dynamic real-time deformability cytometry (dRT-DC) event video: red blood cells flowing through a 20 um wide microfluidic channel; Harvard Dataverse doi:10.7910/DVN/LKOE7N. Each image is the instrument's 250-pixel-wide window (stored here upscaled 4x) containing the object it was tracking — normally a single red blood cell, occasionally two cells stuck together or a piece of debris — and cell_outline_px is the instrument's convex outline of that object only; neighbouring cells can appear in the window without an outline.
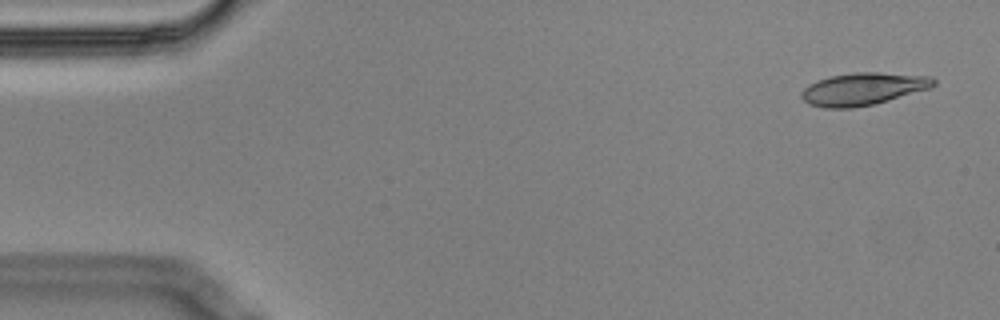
{"species": "Egyptian fruit bat (a non-hibernating species)", "species_latin": "Rousettus aegyptiacus", "temperature_condition": "cold", "stored_images_in_passage": 7, "camera_frame_rate_fps": 3000, "um_per_image_px": 0.085, "animal": {"sex": "male"}, "frame": {"image": 1, "passage_image": 1, "time_ms": 0.0, "image_size_px": [1000, 320], "cell_outline_px": [[936, 84], [932, 88], [888, 100], [872, 104], [852, 108], [824, 108], [808, 104], [800, 96], [800, 92], [808, 84], [816, 80], [832, 76], [856, 72], [880, 72], [932, 76], [936, 80]], "centroid_in_image_um": [73.37, 7.55], "position_along_channel_um": 11.6, "area_um2": 25.14}}
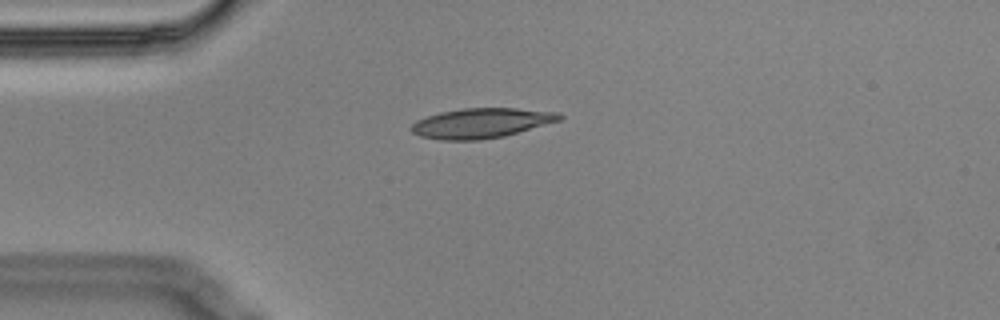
{"frame": {"image": 2, "passage_image": 4, "time_ms": 1.0, "image_size_px": [1000, 320], "cell_outline_px": [[564, 116], [560, 120], [504, 136], [480, 140], [440, 140], [420, 136], [412, 132], [408, 128], [416, 120], [440, 112], [464, 108], [516, 108], [560, 112]], "centroid_in_image_um": [40.89, 10.46], "position_along_channel_um": 44.1, "area_um2": 25.84}}
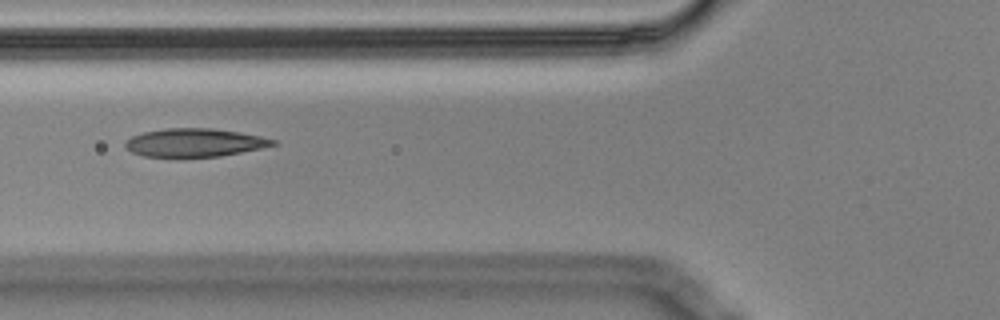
{"frame": {"image": 3, "passage_image": 6, "time_ms": 1.667, "image_size_px": [1000, 320], "cell_outline_px": [[280, 144], [220, 156], [144, 156], [132, 152], [124, 148], [124, 144], [132, 136], [144, 132], [168, 128], [212, 128], [240, 132], [260, 136], [276, 140]], "centroid_in_image_um": [16.56, 12.11], "position_along_channel_um": 109.2, "area_um2": 24.04}}